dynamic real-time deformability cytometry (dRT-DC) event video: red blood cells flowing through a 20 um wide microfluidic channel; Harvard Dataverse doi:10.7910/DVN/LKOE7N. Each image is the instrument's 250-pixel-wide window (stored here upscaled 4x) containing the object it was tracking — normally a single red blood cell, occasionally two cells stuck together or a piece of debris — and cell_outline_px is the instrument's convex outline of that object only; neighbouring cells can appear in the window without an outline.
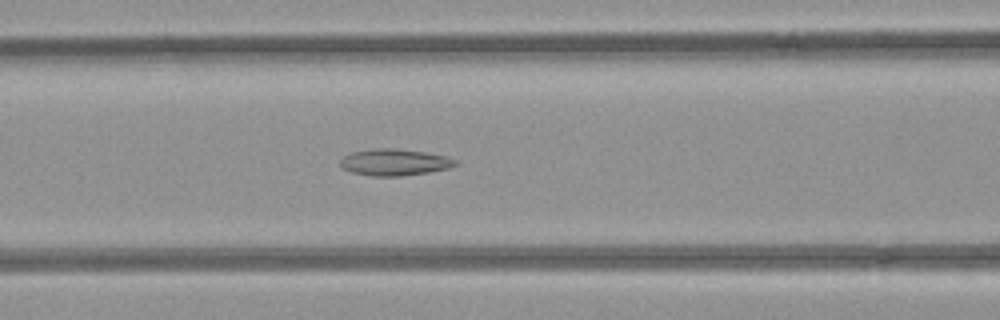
{"species": "common noctule bat (a hibernating species)", "species_latin": "Nyctalus noctula", "temperature_condition": "room temperature", "stored_images_in_passage": 51, "camera_frame_rate_fps": 3000, "um_per_image_px": 0.085, "animal": {"sex": "female", "body_mass_g": 21.9}, "frame": {"image": 1, "passage_image": 21, "time_ms": 6.667, "image_size_px": [1000, 320], "cell_outline_px": [[456, 164], [448, 168], [428, 172], [400, 176], [372, 176], [352, 172], [340, 168], [340, 160], [344, 156], [352, 152], [376, 148], [396, 148], [424, 152], [444, 156], [456, 160]], "centroid_in_image_um": [33.47, 13.79], "position_along_channel_um": 133.1, "area_um2": 17.69}}
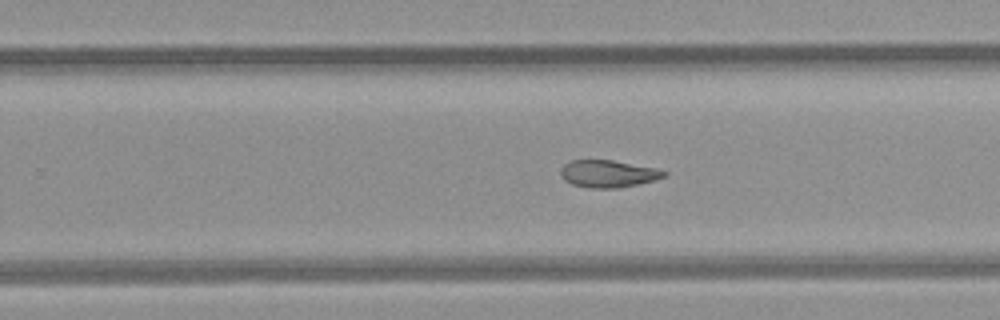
{"frame": {"image": 2, "passage_image": 32, "time_ms": 10.333, "image_size_px": [1000, 320], "cell_outline_px": [[668, 176], [656, 180], [620, 188], [588, 188], [572, 184], [564, 180], [560, 172], [560, 168], [568, 160], [612, 160], [656, 168], [668, 172]], "centroid_in_image_um": [51.7, 14.77], "position_along_channel_um": 278.1, "area_um2": 16.65}}
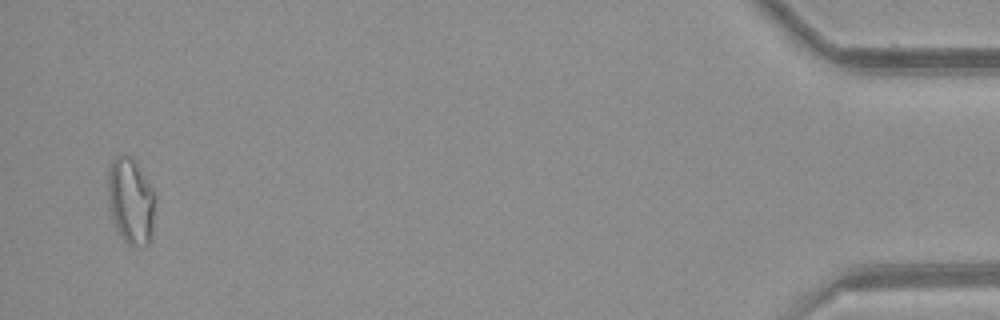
{"frame": {"image": 3, "passage_image": 50, "time_ms": 16.333, "image_size_px": [1000, 320], "cell_outline_px": [[156, 196], [152, 240], [148, 244], [128, 244], [120, 236], [116, 228], [112, 216], [108, 200], [108, 168], [112, 160], [116, 156], [132, 156], [156, 192]], "centroid_in_image_um": [11.15, 17.06], "position_along_channel_um": 424.1, "area_um2": 24.04}, "authors_computed_cell_mechanics": {"area_um2": 19.1896, "velocity_mm_per_s": 3.9613, "shape_relaxation_time_tau1_ms": null, "shape_relaxation_time_tau2_ms": 6.3756, "deformation_change_tau1": null, "deformation_change_tau2": 0.1598}}